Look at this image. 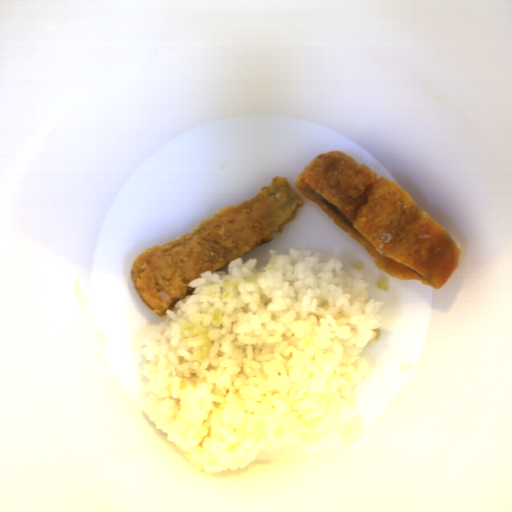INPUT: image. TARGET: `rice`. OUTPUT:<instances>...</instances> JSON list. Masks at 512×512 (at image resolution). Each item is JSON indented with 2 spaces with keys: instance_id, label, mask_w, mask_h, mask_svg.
Masks as SVG:
<instances>
[{
  "instance_id": "1",
  "label": "rice",
  "mask_w": 512,
  "mask_h": 512,
  "mask_svg": "<svg viewBox=\"0 0 512 512\" xmlns=\"http://www.w3.org/2000/svg\"><path fill=\"white\" fill-rule=\"evenodd\" d=\"M269 253L201 273L139 341L144 414L209 477L363 437L356 390L384 302L338 256Z\"/></svg>"
}]
</instances>
